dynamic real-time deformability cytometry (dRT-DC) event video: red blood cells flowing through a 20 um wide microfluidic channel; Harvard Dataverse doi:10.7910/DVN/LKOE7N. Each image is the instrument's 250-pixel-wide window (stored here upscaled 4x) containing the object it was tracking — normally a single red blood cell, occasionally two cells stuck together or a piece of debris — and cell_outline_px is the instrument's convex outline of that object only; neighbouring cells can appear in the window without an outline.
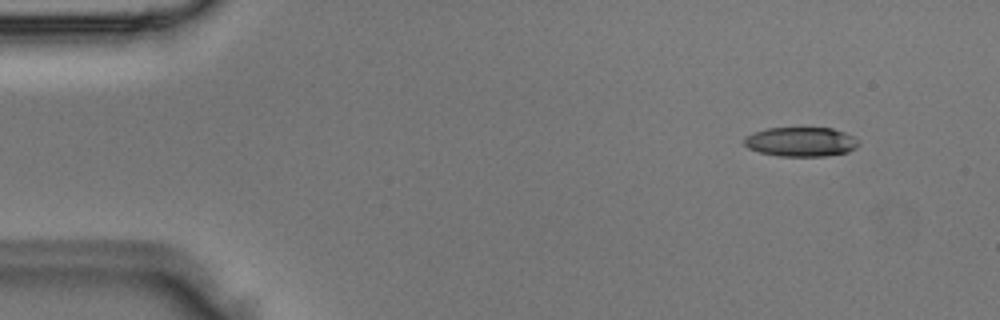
{"species": "Egyptian fruit bat (a non-hibernating species)", "species_latin": "Rousettus aegyptiacus", "temperature_condition": "room temperature", "stored_images_in_passage": 3, "camera_frame_rate_fps": 3000, "um_per_image_px": 0.085, "animal": {"sex": "male"}, "frame": {"image": 1, "passage_image": 1, "time_ms": 0.0, "image_size_px": [1000, 320], "cell_outline_px": [[860, 144], [856, 148], [848, 152], [824, 156], [776, 156], [760, 152], [748, 148], [744, 144], [744, 136], [752, 132], [768, 128], [832, 128], [844, 132], [860, 140]], "centroid_in_image_um": [68.08, 12.05], "position_along_channel_um": 16.9, "area_um2": 19.77}}